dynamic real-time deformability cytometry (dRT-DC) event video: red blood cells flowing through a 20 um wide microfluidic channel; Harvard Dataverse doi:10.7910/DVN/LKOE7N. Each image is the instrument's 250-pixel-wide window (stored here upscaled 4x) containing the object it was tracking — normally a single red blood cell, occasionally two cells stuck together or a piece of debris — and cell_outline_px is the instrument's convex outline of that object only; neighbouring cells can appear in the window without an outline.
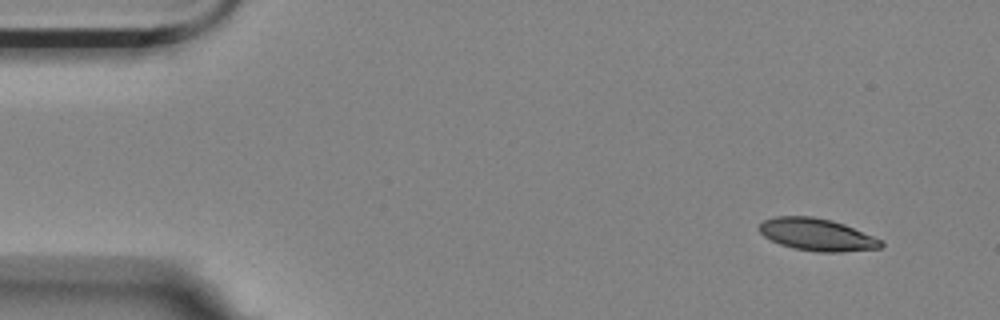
{"species": "Egyptian fruit bat (a non-hibernating species)", "species_latin": "Rousettus aegyptiacus", "temperature_condition": "room temperature", "stored_images_in_passage": 5, "segment_of_instrument_passage": [1, 2], "camera_frame_rate_fps": 3000, "um_per_image_px": 0.085, "animal": {"sex": "female"}, "frame": {"image": 1, "passage_image": 1, "time_ms": 0.0, "image_size_px": [1000, 320], "cell_outline_px": [[884, 244], [880, 248], [840, 252], [820, 252], [792, 248], [780, 244], [764, 236], [756, 228], [764, 220], [776, 216], [812, 216], [832, 220], [844, 224], [872, 236], [880, 240]], "centroid_in_image_um": [69.4, 19.94], "position_along_channel_um": 15.6, "area_um2": 22.77}}